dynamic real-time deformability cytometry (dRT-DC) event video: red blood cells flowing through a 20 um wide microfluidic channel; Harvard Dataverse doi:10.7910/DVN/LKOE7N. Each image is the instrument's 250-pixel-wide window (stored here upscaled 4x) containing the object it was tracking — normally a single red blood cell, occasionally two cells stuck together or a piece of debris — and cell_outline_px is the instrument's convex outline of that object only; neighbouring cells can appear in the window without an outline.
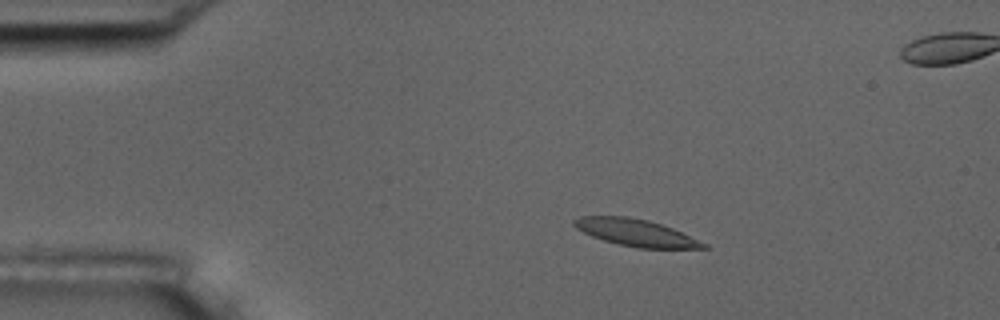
{"species": "common noctule bat (a hibernating species)", "species_latin": "Nyctalus noctula", "temperature_condition": "room temperature", "stored_images_in_passage": 16, "camera_frame_rate_fps": 3000, "um_per_image_px": 0.085, "animal": {"sex": "male", "body_mass_g": 17.5, "forearm_length_mm": 52.3}, "frame": {"image": 1, "passage_image": 3, "time_ms": 3.0, "image_size_px": [1000, 320], "cell_outline_px": [[708, 248], [636, 248], [604, 240], [592, 236], [576, 228], [572, 224], [572, 220], [580, 216], [628, 216], [648, 220], [672, 228], [708, 244]], "centroid_in_image_um": [54.03, 19.77], "position_along_channel_um": 31.0, "area_um2": 20.17}}
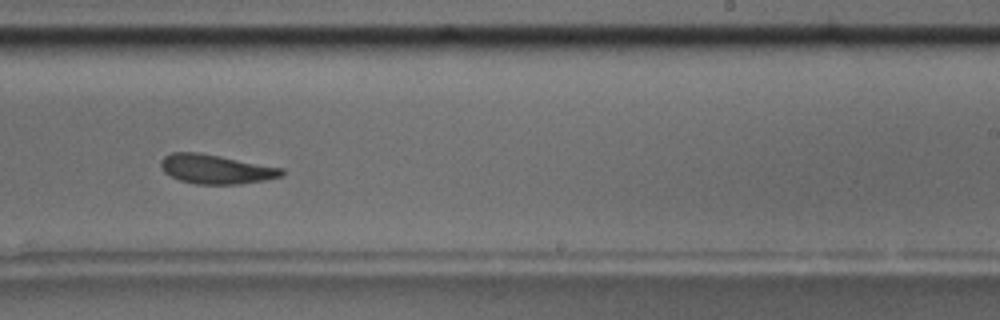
{"frame": {"image": 2, "passage_image": 10, "time_ms": 11.0, "image_size_px": [1000, 320], "cell_outline_px": [[284, 176], [264, 180], [240, 184], [196, 184], [180, 180], [164, 172], [160, 168], [160, 160], [164, 156], [172, 152], [200, 152], [284, 168]], "centroid_in_image_um": [18.35, 14.37], "position_along_channel_um": 270.6, "area_um2": 20.75}, "authors_computed_cell_mechanics": {"area_um2": 20.6924, "velocity_mm_per_s": 3.6658, "shape_relaxation_time_tau1_ms": 3.6276, "shape_relaxation_time_tau2_ms": null, "deformation_change_tau1": 0.1312, "deformation_change_tau2": null}}